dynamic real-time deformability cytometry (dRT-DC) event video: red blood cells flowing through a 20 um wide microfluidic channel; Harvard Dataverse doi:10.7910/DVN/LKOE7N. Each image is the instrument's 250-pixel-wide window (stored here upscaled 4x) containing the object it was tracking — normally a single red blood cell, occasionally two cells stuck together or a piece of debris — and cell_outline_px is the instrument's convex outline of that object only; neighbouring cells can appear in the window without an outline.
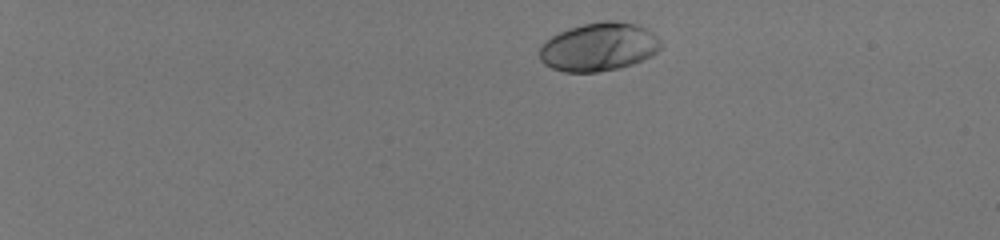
{"species": "human", "species_latin": "Homo sapiens", "temperature_condition": "room temperature", "stored_images_in_passage": 45, "camera_frame_rate_fps": 3000, "um_per_image_px": 0.085, "donor": {"sex": "male"}, "frame": {"image": 1, "passage_image": 1, "time_ms": 0.0, "image_size_px": [1000, 240], "cell_outline_px": [[664, 44], [652, 56], [632, 64], [620, 68], [596, 72], [564, 72], [552, 68], [544, 64], [540, 60], [540, 48], [552, 36], [568, 28], [584, 24], [604, 20], [616, 20], [636, 24], [652, 32]], "centroid_in_image_um": [50.93, 3.99], "position_along_channel_um": 34.1, "area_um2": 34.22}}
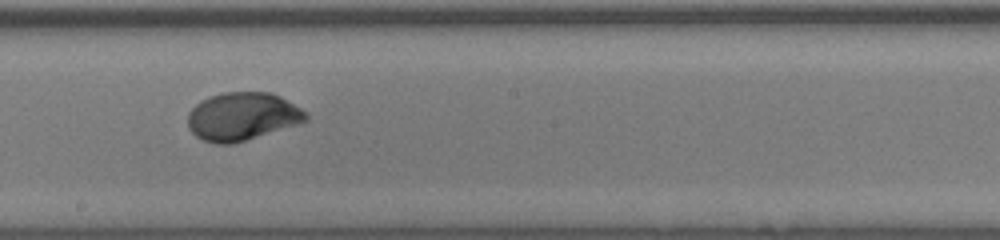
{"frame": {"image": 2, "passage_image": 26, "time_ms": 8.333, "image_size_px": [1000, 240], "cell_outline_px": [[308, 120], [300, 124], [232, 144], [216, 144], [204, 140], [196, 136], [188, 128], [188, 112], [200, 100], [208, 96], [224, 92], [272, 92], [280, 96], [308, 112]], "centroid_in_image_um": [20.61, 9.89], "position_along_channel_um": 227.6, "area_um2": 33.35}}
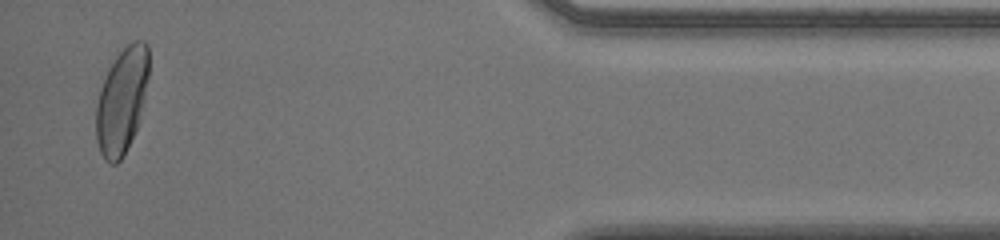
{"frame": {"image": 3, "passage_image": 44, "time_ms": 14.333, "image_size_px": [1000, 240], "cell_outline_px": [[148, 76], [144, 96], [136, 128], [120, 160], [116, 164], [112, 164], [104, 160], [100, 152], [96, 140], [96, 104], [104, 80], [116, 56], [132, 40], [144, 40], [148, 44]], "centroid_in_image_um": [10.34, 8.55], "position_along_channel_um": 424.9, "area_um2": 31.67}, "authors_computed_cell_mechanics": {"area_um2": 32.7148, "velocity_mm_per_s": 3.9742, "shape_relaxation_time_tau1_ms": 2.6334, "shape_relaxation_time_tau2_ms": null, "deformation_change_tau1": 0.1849, "deformation_change_tau2": null}}